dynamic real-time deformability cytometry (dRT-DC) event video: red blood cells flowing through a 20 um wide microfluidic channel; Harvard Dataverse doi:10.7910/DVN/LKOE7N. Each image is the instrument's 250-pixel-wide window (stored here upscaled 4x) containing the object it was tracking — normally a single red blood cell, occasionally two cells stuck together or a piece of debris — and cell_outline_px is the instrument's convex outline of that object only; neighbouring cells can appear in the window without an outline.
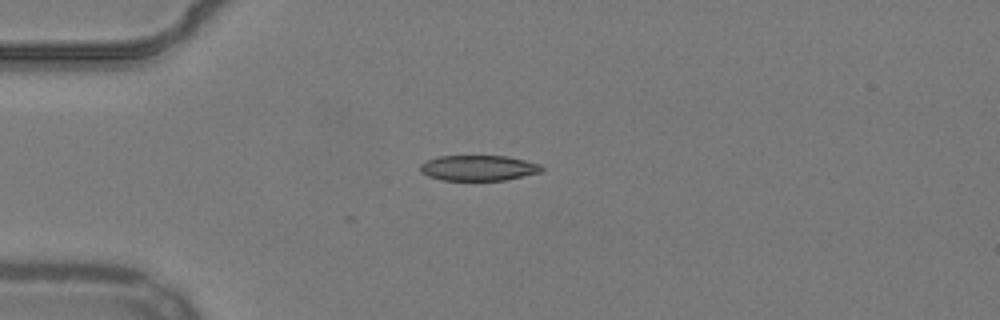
{"species": "common noctule bat (a hibernating species)", "species_latin": "Nyctalus noctula", "temperature_condition": "warm", "stored_images_in_passage": 8, "camera_frame_rate_fps": 3000, "um_per_image_px": 0.085, "animal": {"sex": "male", "body_mass_g": 19.2, "forearm_length_mm": 51.8}, "frame": {"image": 1, "passage_image": 1, "time_ms": 0.0, "image_size_px": [1000, 320], "cell_outline_px": [[544, 168], [540, 172], [504, 180], [440, 180], [428, 176], [420, 172], [420, 164], [428, 160], [440, 156], [508, 156], [540, 164]], "centroid_in_image_um": [40.64, 14.27], "position_along_channel_um": 44.4, "area_um2": 17.92}}
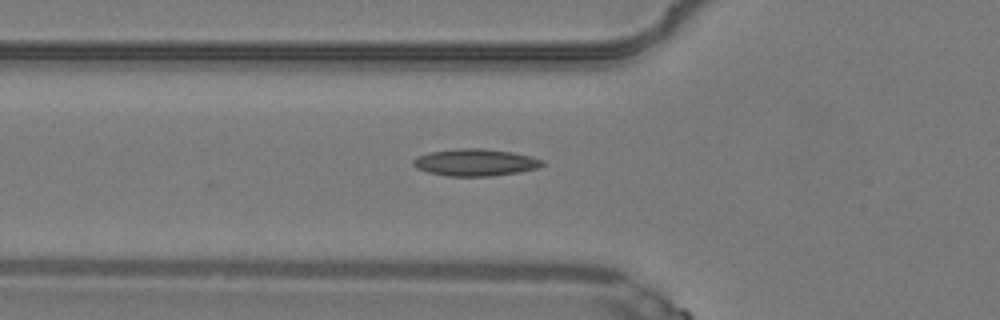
{"frame": {"image": 2, "passage_image": 6, "time_ms": 1.667, "image_size_px": [1000, 320], "cell_outline_px": [[544, 164], [536, 168], [516, 172], [492, 176], [448, 176], [428, 172], [416, 168], [412, 164], [412, 160], [416, 156], [432, 152], [460, 148], [484, 148], [512, 152], [532, 156], [544, 160]], "centroid_in_image_um": [40.39, 13.8], "position_along_channel_um": 85.4, "area_um2": 20.29}}